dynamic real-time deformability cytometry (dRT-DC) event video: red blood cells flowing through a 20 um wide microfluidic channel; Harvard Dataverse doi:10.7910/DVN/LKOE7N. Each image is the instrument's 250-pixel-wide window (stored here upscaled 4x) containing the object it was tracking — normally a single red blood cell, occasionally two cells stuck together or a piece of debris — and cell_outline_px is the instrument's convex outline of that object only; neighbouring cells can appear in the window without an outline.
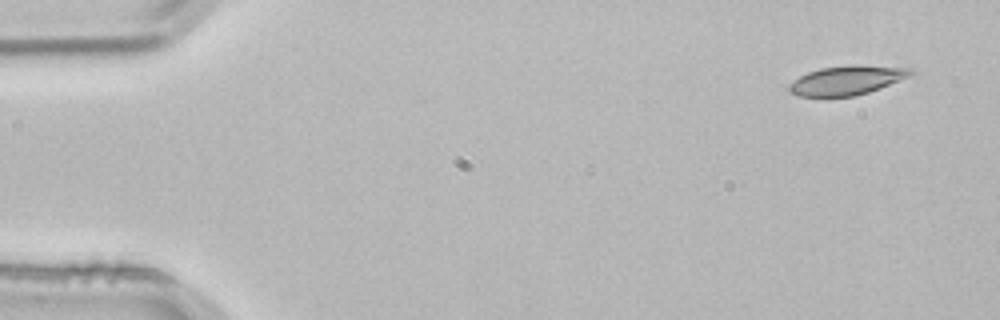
{"species": "common noctule bat (a hibernating species)", "species_latin": "Nyctalus noctula", "temperature_condition": "room temperature", "stored_images_in_passage": 3, "camera_frame_rate_fps": 3000, "um_per_image_px": 0.085, "animal": {"sex": "male", "body_mass_g": 21.5, "forearm_length_mm": 52.0}, "frame": {"image": 1, "passage_image": 1, "time_ms": 0.0, "image_size_px": [1000, 320], "cell_outline_px": [[916, 72], [908, 76], [880, 88], [856, 96], [796, 96], [788, 92], [788, 84], [792, 80], [808, 72], [820, 68], [848, 64], [856, 64], [912, 68]], "centroid_in_image_um": [71.94, 6.81], "position_along_channel_um": 13.1, "area_um2": 20.87}}
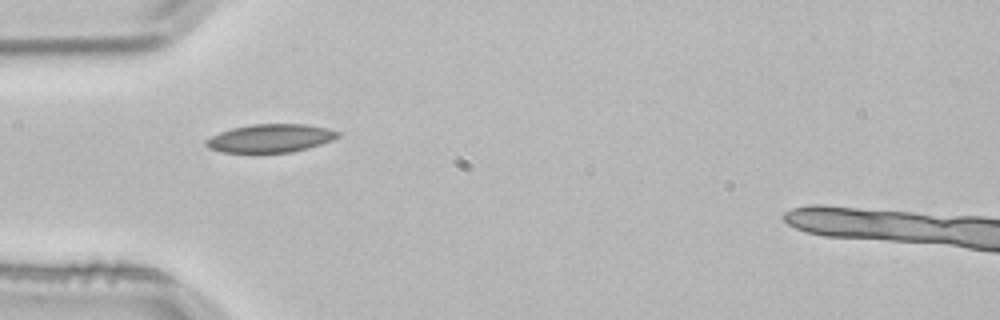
{"frame": {"image": 2, "passage_image": 3, "time_ms": 0.667, "image_size_px": [1000, 320], "cell_outline_px": [[340, 136], [332, 140], [308, 148], [292, 152], [220, 152], [208, 148], [204, 144], [204, 140], [220, 132], [232, 128], [252, 124], [308, 124], [328, 128], [340, 132]], "centroid_in_image_um": [22.98, 11.74], "position_along_channel_um": 62.0, "area_um2": 21.73}}